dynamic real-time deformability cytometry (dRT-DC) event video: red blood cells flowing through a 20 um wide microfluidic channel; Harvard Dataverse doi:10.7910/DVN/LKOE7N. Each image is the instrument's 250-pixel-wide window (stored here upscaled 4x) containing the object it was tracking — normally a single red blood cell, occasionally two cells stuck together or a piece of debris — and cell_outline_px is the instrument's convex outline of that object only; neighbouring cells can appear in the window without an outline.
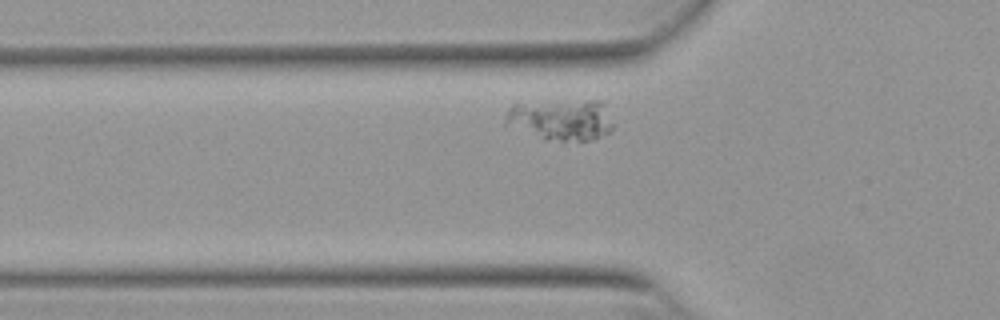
{"species": "Egyptian fruit bat (a non-hibernating species)", "species_latin": "Rousettus aegyptiacus", "temperature_condition": "warm", "stored_images_in_passage": 41, "segment_of_instrument_passage": [1, 2], "camera_frame_rate_fps": 3000, "um_per_image_px": 0.085, "animal": {"sex": "female"}, "frame": {"image": 1, "passage_image": 5, "time_ms": 1.333, "image_size_px": [1000, 320], "cell_outline_px": [[612, 128], [608, 132], [600, 136], [588, 140], [564, 144], [544, 140], [504, 124], [504, 116], [508, 108], [512, 104], [584, 100], [604, 100], [612, 124]], "centroid_in_image_um": [47.67, 10.21], "position_along_channel_um": 78.1, "area_um2": 26.47}}
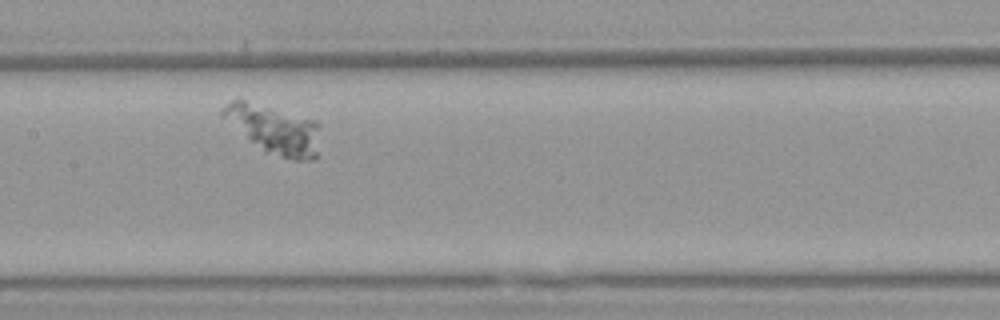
{"frame": {"image": 2, "passage_image": 14, "time_ms": 4.333, "image_size_px": [1000, 320], "cell_outline_px": [[320, 156], [316, 160], [296, 160], [264, 152], [220, 116], [220, 112], [232, 100], [244, 100], [316, 120], [320, 124]], "centroid_in_image_um": [23.39, 11.04], "position_along_channel_um": 184.0, "area_um2": 27.74}}
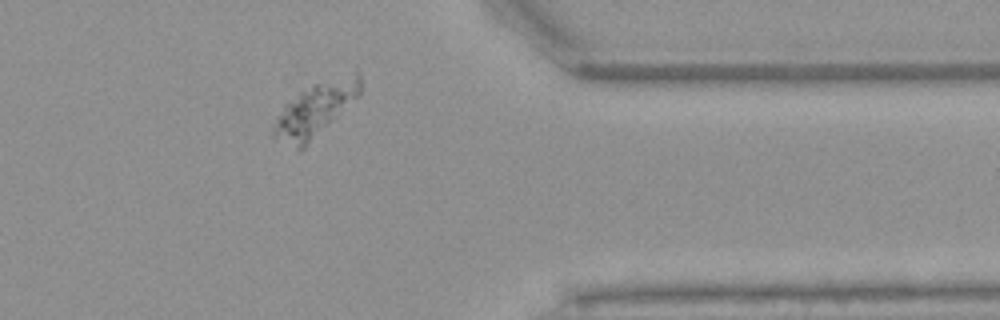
{"frame": {"image": 3, "passage_image": 32, "time_ms": 10.333, "image_size_px": [1000, 320], "cell_outline_px": [[364, 88], [300, 152], [272, 136], [272, 128], [276, 116], [284, 104], [288, 100], [312, 84], [356, 72], [360, 72]], "centroid_in_image_um": [26.75, 9.31], "position_along_channel_um": 384.7, "area_um2": 26.65}}